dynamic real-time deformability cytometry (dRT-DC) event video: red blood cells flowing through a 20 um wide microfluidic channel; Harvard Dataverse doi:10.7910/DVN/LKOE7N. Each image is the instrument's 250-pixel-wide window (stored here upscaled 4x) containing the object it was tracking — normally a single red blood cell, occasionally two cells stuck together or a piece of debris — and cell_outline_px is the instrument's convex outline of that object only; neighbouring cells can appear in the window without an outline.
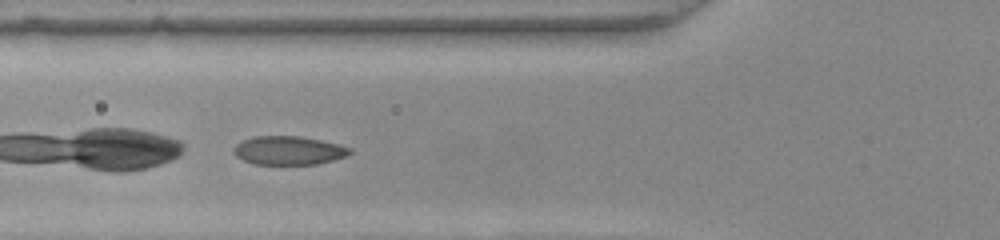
{"species": "common noctule bat (a hibernating species)", "species_latin": "Nyctalus noctula", "temperature_condition": "warm", "stored_images_in_passage": 30, "camera_frame_rate_fps": 3000, "um_per_image_px": 0.085, "animal": {"sex": "female", "body_mass_g": 22.0, "forearm_length_mm": 56.7}, "frame": {"image": 1, "passage_image": 6, "time_ms": 1.667, "image_size_px": [1000, 240], "cell_outline_px": [[352, 152], [348, 156], [316, 164], [252, 164], [236, 156], [232, 152], [232, 148], [236, 144], [244, 140], [256, 136], [296, 136], [320, 140], [352, 148]], "centroid_in_image_um": [24.52, 12.79], "position_along_channel_um": 101.3, "area_um2": 19.31}}
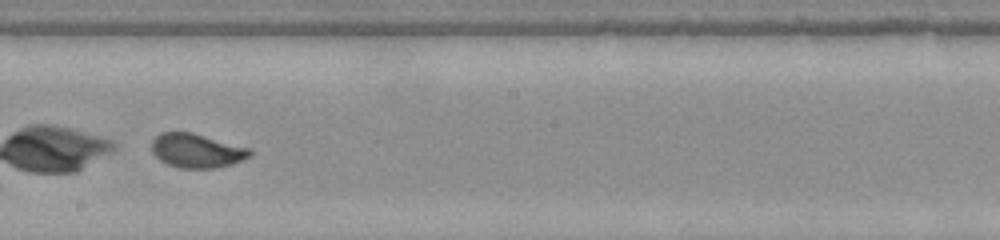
{"frame": {"image": 2, "passage_image": 16, "time_ms": 5.0, "image_size_px": [1000, 240], "cell_outline_px": [[252, 156], [232, 164], [216, 168], [180, 168], [168, 164], [160, 160], [152, 152], [152, 140], [160, 132], [192, 132], [252, 148]], "centroid_in_image_um": [16.76, 12.8], "position_along_channel_um": 231.4, "area_um2": 19.71}}
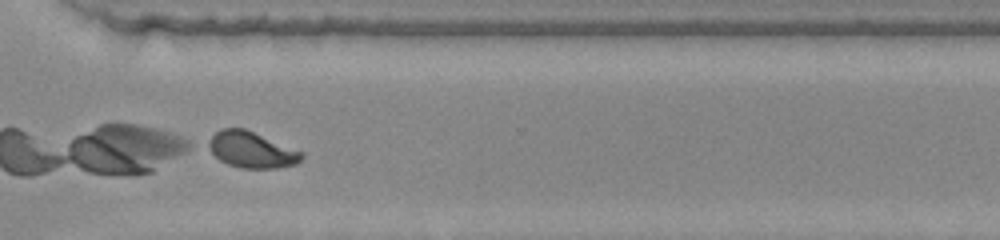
{"frame": {"image": 3, "passage_image": 25, "time_ms": 8.0, "image_size_px": [1000, 240], "cell_outline_px": [[304, 156], [296, 164], [276, 168], [240, 168], [228, 164], [220, 160], [204, 144], [220, 128], [244, 128], [304, 152]], "centroid_in_image_um": [21.36, 12.72], "position_along_channel_um": 349.2, "area_um2": 19.65}, "authors_computed_cell_mechanics": {"area_um2": 19.8543, "velocity_mm_per_s": 3.9171, "shape_relaxation_time_tau1_ms": 3.3406, "shape_relaxation_time_tau2_ms": null, "deformation_change_tau1": 0.1423, "deformation_change_tau2": null}}